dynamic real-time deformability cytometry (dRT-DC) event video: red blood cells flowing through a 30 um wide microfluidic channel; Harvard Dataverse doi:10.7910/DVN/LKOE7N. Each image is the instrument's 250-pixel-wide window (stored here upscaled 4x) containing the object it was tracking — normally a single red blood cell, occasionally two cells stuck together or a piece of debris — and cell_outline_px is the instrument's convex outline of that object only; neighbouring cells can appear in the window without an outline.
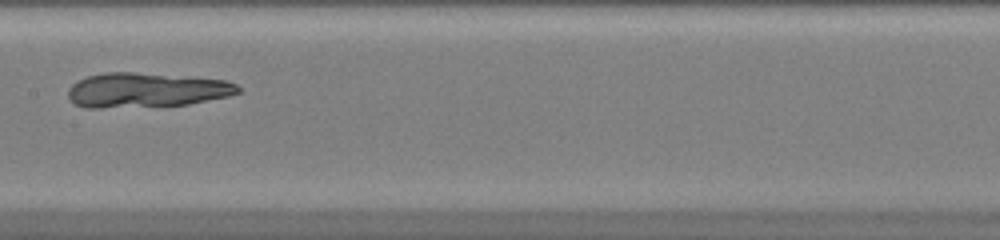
{"species": "common noctule bat (a hibernating species)", "species_latin": "Nyctalus noctula", "temperature_condition": "warm", "stored_images_in_passage": 41, "camera_frame_rate_fps": 3000, "um_per_image_px": 0.085, "animal": {"sex": "female", "body_mass_g": 20.0, "forearm_length_mm": 54.0}, "frame": {"image": 1, "passage_image": 17, "time_ms": 5.333, "image_size_px": [1000, 240], "cell_outline_px": [[240, 92], [228, 96], [188, 104], [100, 108], [84, 108], [76, 104], [68, 96], [68, 88], [72, 84], [88, 76], [104, 72], [132, 72], [224, 80], [236, 84], [240, 88]], "centroid_in_image_um": [12.4, 7.66], "position_along_channel_um": 195.0, "area_um2": 33.87}}
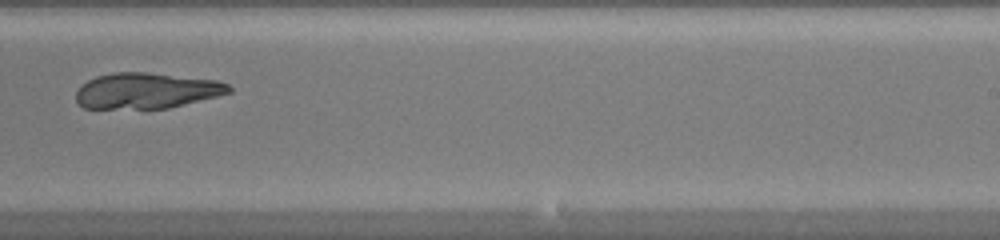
{"frame": {"image": 2, "passage_image": 23, "time_ms": 7.333, "image_size_px": [1000, 240], "cell_outline_px": [[232, 92], [168, 108], [84, 108], [76, 104], [76, 92], [88, 80], [96, 76], [112, 72], [148, 72], [216, 80], [228, 84], [232, 88]], "centroid_in_image_um": [12.43, 7.7], "position_along_channel_um": 276.6, "area_um2": 31.73}}
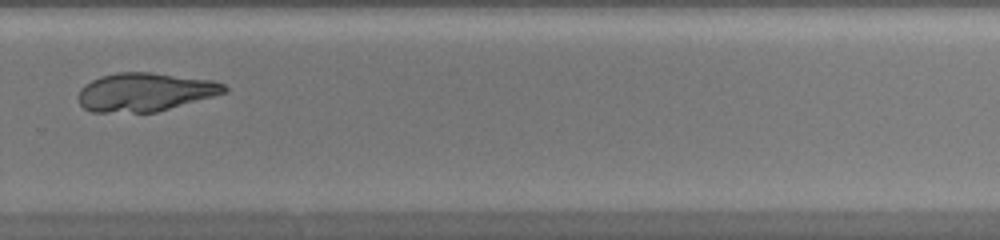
{"frame": {"image": 3, "passage_image": 26, "time_ms": 8.333, "image_size_px": [1000, 240], "cell_outline_px": [[228, 92], [156, 112], [92, 112], [84, 108], [80, 104], [80, 88], [84, 84], [100, 76], [120, 72], [148, 72], [212, 80], [224, 84], [228, 88]], "centroid_in_image_um": [12.33, 7.82], "position_along_channel_um": 317.5, "area_um2": 32.54}}